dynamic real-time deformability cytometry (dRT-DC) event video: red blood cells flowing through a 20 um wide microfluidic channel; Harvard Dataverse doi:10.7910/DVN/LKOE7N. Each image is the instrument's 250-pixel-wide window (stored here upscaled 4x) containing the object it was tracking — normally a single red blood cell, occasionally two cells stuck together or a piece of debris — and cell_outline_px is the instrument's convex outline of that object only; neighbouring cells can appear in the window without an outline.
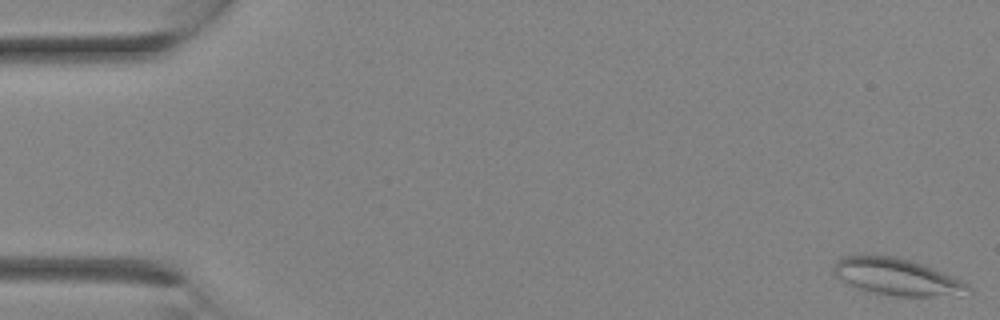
{"species": "Egyptian fruit bat (a non-hibernating species)", "species_latin": "Rousettus aegyptiacus", "temperature_condition": "room temperature", "stored_images_in_passage": 14, "camera_frame_rate_fps": 3000, "um_per_image_px": 0.085, "animal": {"sex": "female"}, "frame": {"image": 1, "passage_image": 1, "time_ms": 0.0, "image_size_px": [1000, 320], "cell_outline_px": [[972, 292], [932, 296], [896, 296], [876, 292], [860, 288], [848, 284], [836, 276], [832, 272], [832, 268], [836, 260], [840, 256], [896, 256], [956, 276], [968, 284], [972, 288]], "centroid_in_image_um": [76.23, 23.52], "position_along_channel_um": 8.8, "area_um2": 28.44}}
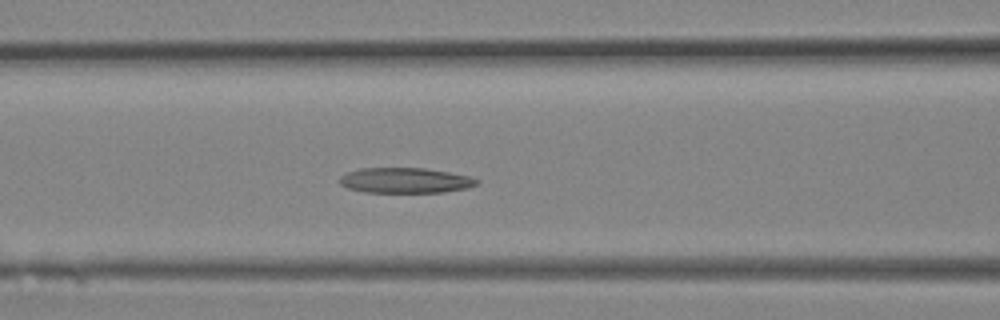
{"frame": {"image": 2, "passage_image": 12, "time_ms": 3.667, "image_size_px": [1000, 320], "cell_outline_px": [[480, 184], [468, 188], [444, 192], [364, 192], [348, 188], [340, 184], [340, 176], [348, 172], [360, 168], [424, 168], [472, 176], [480, 180]], "centroid_in_image_um": [34.5, 15.33], "position_along_channel_um": 132.1, "area_um2": 20.35}}
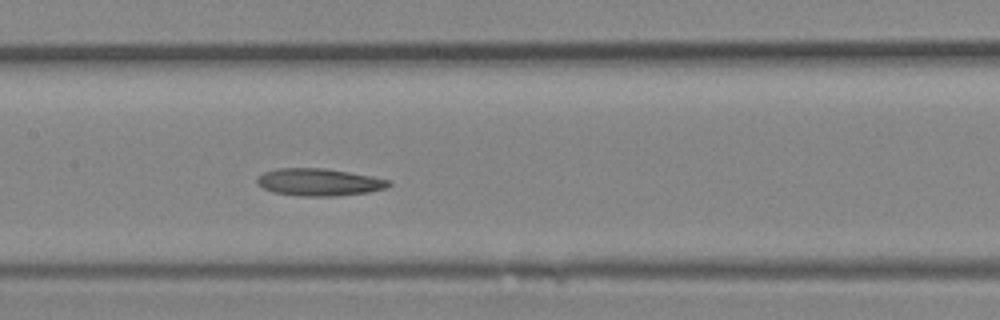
{"frame": {"image": 3, "passage_image": 14, "time_ms": 4.333, "image_size_px": [1000, 320], "cell_outline_px": [[392, 184], [384, 188], [368, 192], [336, 196], [300, 196], [272, 192], [256, 184], [256, 176], [264, 172], [276, 168], [324, 168], [348, 172], [388, 180]], "centroid_in_image_um": [27.03, 15.48], "position_along_channel_um": 180.4, "area_um2": 20.87}}